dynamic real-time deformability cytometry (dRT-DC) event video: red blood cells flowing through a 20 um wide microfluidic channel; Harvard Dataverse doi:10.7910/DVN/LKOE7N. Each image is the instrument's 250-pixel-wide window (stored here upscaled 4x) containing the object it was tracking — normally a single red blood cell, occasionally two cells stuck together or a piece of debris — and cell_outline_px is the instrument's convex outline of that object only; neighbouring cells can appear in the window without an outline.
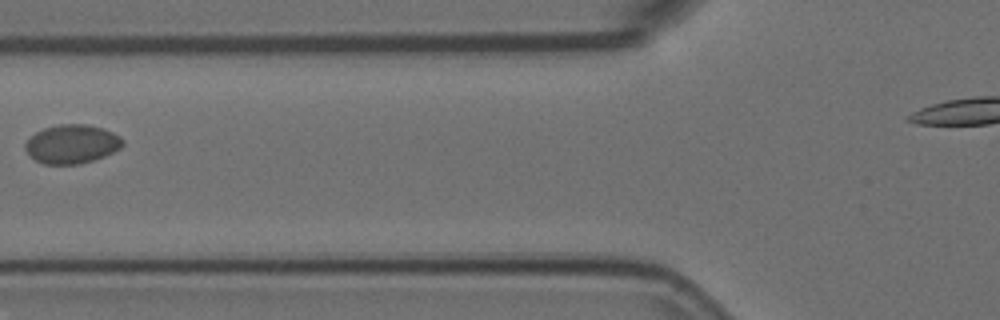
{"species": "Egyptian fruit bat (a non-hibernating species)", "species_latin": "Rousettus aegyptiacus", "temperature_condition": "room temperature", "stored_images_in_passage": 8, "camera_frame_rate_fps": 3000, "um_per_image_px": 0.085, "animal": {"sex": "female"}, "frame": {"image": 1, "passage_image": 5, "time_ms": 1.333, "image_size_px": [1000, 320], "cell_outline_px": [[124, 144], [120, 148], [104, 156], [92, 160], [76, 164], [44, 164], [36, 160], [24, 148], [24, 144], [36, 132], [44, 128], [60, 124], [84, 124], [104, 128], [120, 136], [124, 140]], "centroid_in_image_um": [6.13, 12.23], "position_along_channel_um": 119.7, "area_um2": 21.85}}
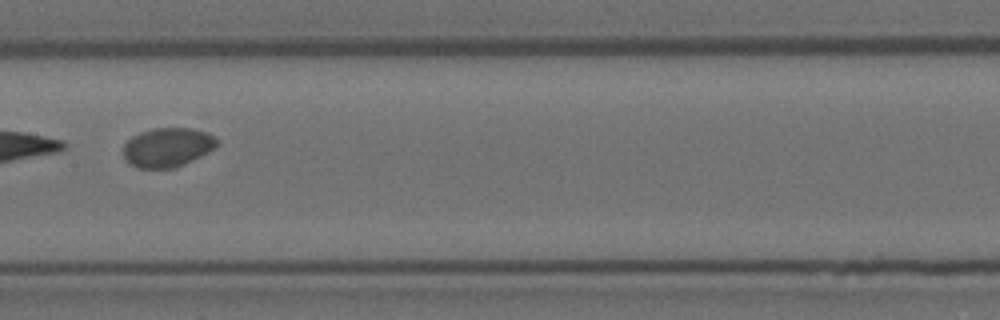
{"frame": {"image": 2, "passage_image": 7, "time_ms": 2.0, "image_size_px": [1000, 320], "cell_outline_px": [[216, 144], [212, 148], [200, 156], [184, 164], [172, 168], [136, 168], [128, 164], [124, 160], [124, 144], [132, 136], [140, 132], [152, 128], [192, 128], [208, 132], [216, 140]], "centroid_in_image_um": [14.17, 12.52], "position_along_channel_um": 193.2, "area_um2": 21.27}}
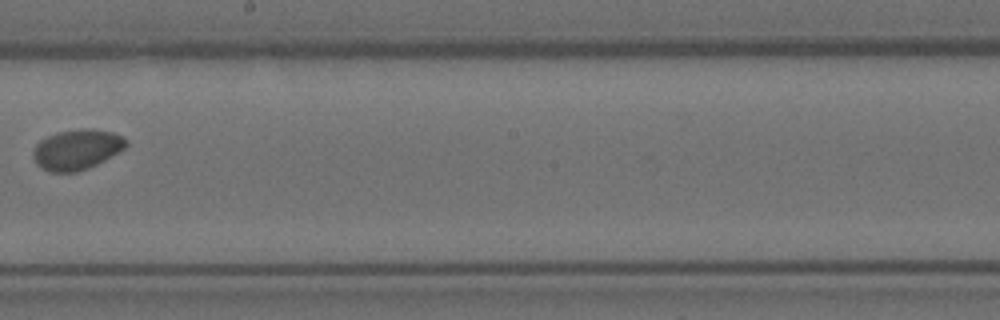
{"frame": {"image": 3, "passage_image": 8, "time_ms": 2.333, "image_size_px": [1000, 320], "cell_outline_px": [[128, 144], [124, 148], [104, 160], [88, 168], [76, 172], [52, 172], [36, 164], [32, 156], [32, 152], [36, 144], [40, 140], [48, 136], [60, 132], [84, 128], [92, 128], [112, 132], [128, 140]], "centroid_in_image_um": [6.52, 12.7], "position_along_channel_um": 241.7, "area_um2": 21.62}}